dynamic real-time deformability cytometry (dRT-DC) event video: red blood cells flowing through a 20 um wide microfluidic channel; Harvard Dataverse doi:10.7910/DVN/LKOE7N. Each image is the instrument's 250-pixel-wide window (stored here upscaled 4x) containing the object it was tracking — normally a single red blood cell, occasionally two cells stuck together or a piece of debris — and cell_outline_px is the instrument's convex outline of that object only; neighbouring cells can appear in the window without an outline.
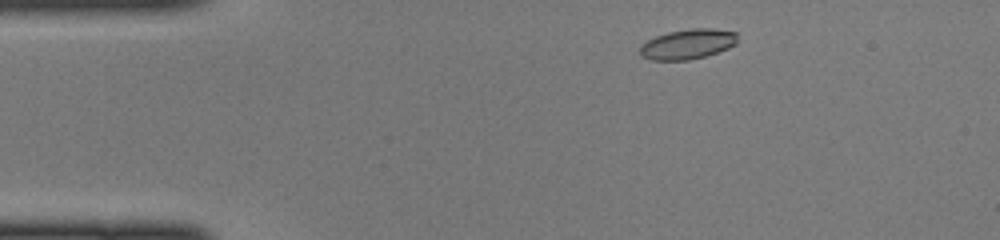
{"species": "common noctule bat (a hibernating species)", "species_latin": "Nyctalus noctula", "temperature_condition": "cold", "stored_images_in_passage": 42, "camera_frame_rate_fps": 3000, "um_per_image_px": 0.085, "animal": {"sex": "female", "body_mass_g": 22.0, "forearm_length_mm": 56.7}, "frame": {"image": 1, "passage_image": 3, "time_ms": 0.667, "image_size_px": [1000, 240], "cell_outline_px": [[736, 44], [728, 48], [704, 56], [688, 60], [648, 60], [640, 56], [640, 44], [656, 36], [668, 32], [692, 28], [712, 28], [736, 32]], "centroid_in_image_um": [58.41, 3.75], "position_along_channel_um": 26.6, "area_um2": 17.05}}
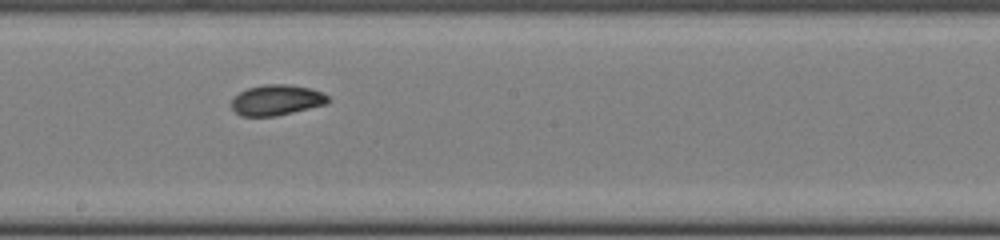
{"frame": {"image": 2, "passage_image": 21, "time_ms": 6.667, "image_size_px": [1000, 240], "cell_outline_px": [[332, 100], [328, 104], [276, 116], [240, 116], [232, 108], [232, 100], [240, 92], [248, 88], [264, 84], [288, 84], [308, 88], [320, 92], [328, 96]], "centroid_in_image_um": [23.54, 8.51], "position_along_channel_um": 224.7, "area_um2": 17.17}}
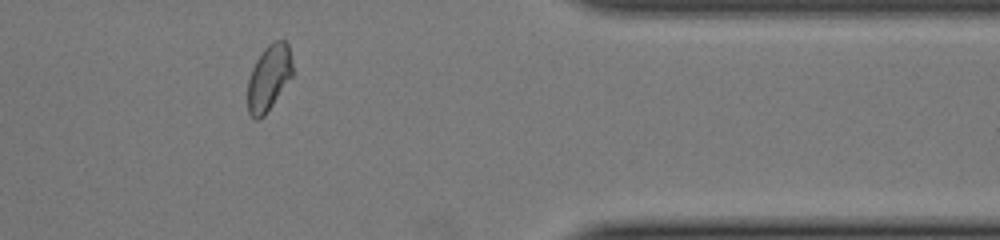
{"frame": {"image": 3, "passage_image": 34, "time_ms": 11.0, "image_size_px": [1000, 240], "cell_outline_px": [[292, 76], [264, 116], [260, 120], [256, 120], [248, 112], [248, 80], [252, 68], [256, 60], [264, 48], [272, 40], [284, 40], [288, 44], [292, 64]], "centroid_in_image_um": [22.84, 6.59], "position_along_channel_um": 388.6, "area_um2": 17.11}}